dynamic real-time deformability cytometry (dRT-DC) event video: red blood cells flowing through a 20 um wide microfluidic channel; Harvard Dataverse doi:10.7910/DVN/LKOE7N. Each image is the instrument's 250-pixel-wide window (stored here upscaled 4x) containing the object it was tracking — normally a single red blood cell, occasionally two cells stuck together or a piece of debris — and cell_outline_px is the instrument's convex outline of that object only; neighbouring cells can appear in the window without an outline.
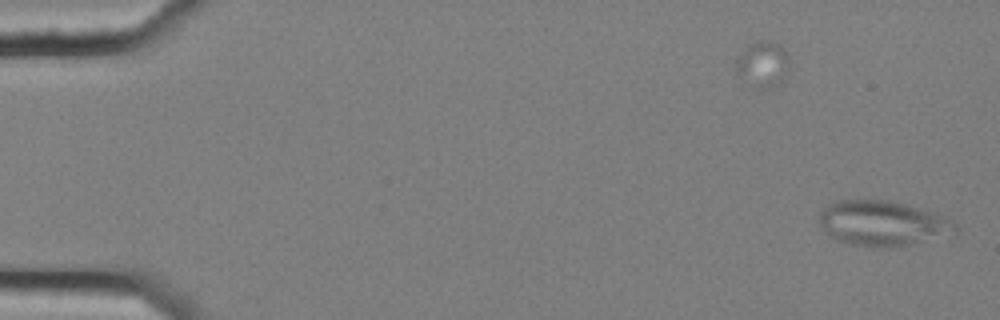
{"species": "common noctule bat (a hibernating species)", "species_latin": "Nyctalus noctula", "temperature_condition": "cold", "stored_images_in_passage": 10, "camera_frame_rate_fps": 3000, "um_per_image_px": 0.085, "animal": {"sex": "female", "body_mass_g": 25.1}, "frame": {"image": 1, "passage_image": 1, "time_ms": 0.0, "image_size_px": [1000, 320], "cell_outline_px": [[960, 228], [956, 232], [908, 244], [888, 248], [884, 248], [852, 244], [836, 240], [828, 236], [820, 224], [820, 212], [828, 204], [836, 200], [888, 200], [904, 204], [948, 216]], "centroid_in_image_um": [75.01, 18.97], "position_along_channel_um": 10.0, "area_um2": 35.6}}